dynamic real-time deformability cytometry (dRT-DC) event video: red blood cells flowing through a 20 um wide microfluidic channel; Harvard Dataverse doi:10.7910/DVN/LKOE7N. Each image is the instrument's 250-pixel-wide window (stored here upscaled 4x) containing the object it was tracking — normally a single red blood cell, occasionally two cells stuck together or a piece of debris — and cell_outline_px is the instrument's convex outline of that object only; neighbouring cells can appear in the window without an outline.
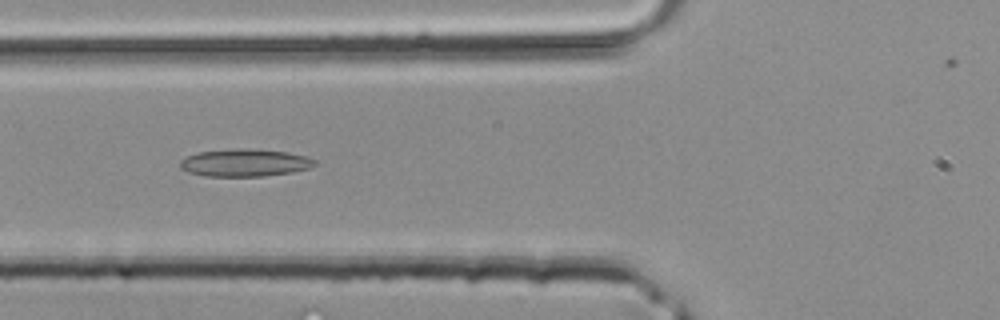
{"species": "common noctule bat (a hibernating species)", "species_latin": "Nyctalus noctula", "temperature_condition": "room temperature", "stored_images_in_passage": 42, "camera_frame_rate_fps": 3000, "um_per_image_px": 0.085, "animal": {"sex": "male", "body_mass_g": 20.4}, "frame": {"image": 1, "passage_image": 16, "time_ms": 5.0, "image_size_px": [1000, 320], "cell_outline_px": [[316, 164], [308, 168], [292, 172], [264, 176], [204, 176], [188, 172], [180, 168], [180, 160], [196, 152], [288, 152], [308, 156], [316, 160]], "centroid_in_image_um": [20.82, 13.9], "position_along_channel_um": 105.0, "area_um2": 20.23}}
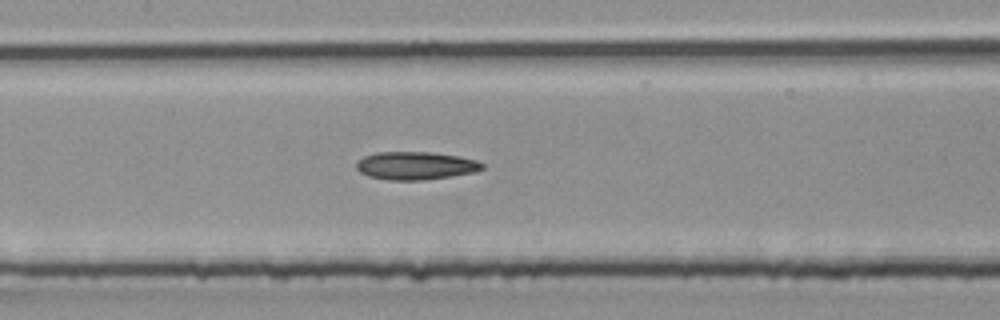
{"frame": {"image": 2, "passage_image": 20, "time_ms": 6.333, "image_size_px": [1000, 320], "cell_outline_px": [[484, 168], [476, 172], [424, 180], [388, 180], [368, 176], [360, 172], [356, 168], [356, 160], [364, 156], [376, 152], [432, 152], [460, 156], [476, 160], [484, 164]], "centroid_in_image_um": [35.32, 14.08], "position_along_channel_um": 172.1, "area_um2": 20.69}}
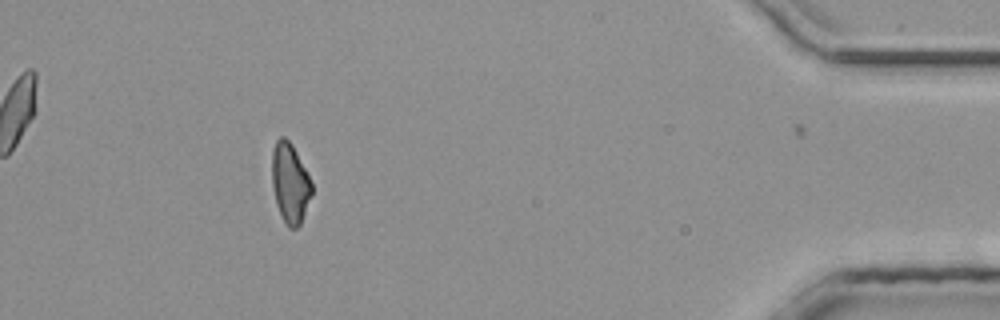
{"frame": {"image": 3, "passage_image": 38, "time_ms": 12.333, "image_size_px": [1000, 320], "cell_outline_px": [[312, 192], [300, 224], [296, 228], [288, 228], [276, 204], [272, 184], [272, 152], [276, 140], [280, 136], [284, 136], [292, 144], [312, 184]], "centroid_in_image_um": [24.63, 15.54], "position_along_channel_um": 410.6, "area_um2": 18.15}}